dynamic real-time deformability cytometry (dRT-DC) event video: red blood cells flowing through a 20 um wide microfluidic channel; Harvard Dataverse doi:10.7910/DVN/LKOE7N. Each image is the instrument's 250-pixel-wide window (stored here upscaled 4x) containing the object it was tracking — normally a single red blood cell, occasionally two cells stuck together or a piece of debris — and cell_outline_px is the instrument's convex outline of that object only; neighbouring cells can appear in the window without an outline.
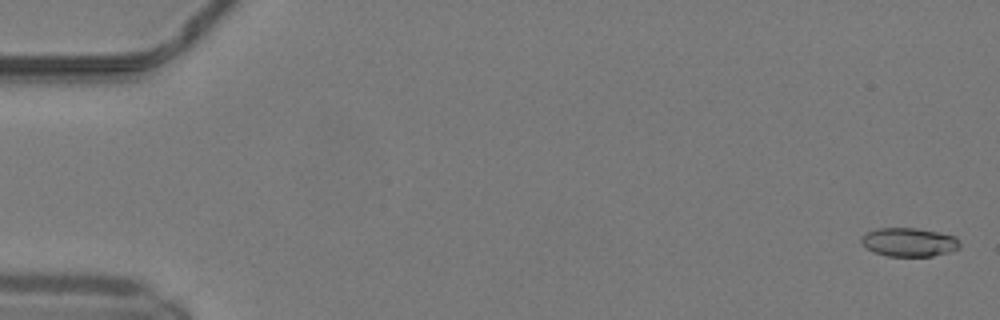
{"species": "common noctule bat (a hibernating species)", "species_latin": "Nyctalus noctula", "temperature_condition": "warm", "stored_images_in_passage": 51, "camera_frame_rate_fps": 3000, "um_per_image_px": 0.085, "animal": {"sex": "male", "body_mass_g": 19.2, "forearm_length_mm": 51.8}, "frame": {"image": 1, "passage_image": 2, "time_ms": 0.333, "image_size_px": [1000, 320], "cell_outline_px": [[960, 248], [948, 252], [932, 256], [888, 256], [872, 252], [860, 240], [860, 236], [864, 232], [876, 228], [916, 228], [936, 232], [952, 236], [960, 244]], "centroid_in_image_um": [77.19, 20.58], "position_along_channel_um": 7.8, "area_um2": 16.36}}
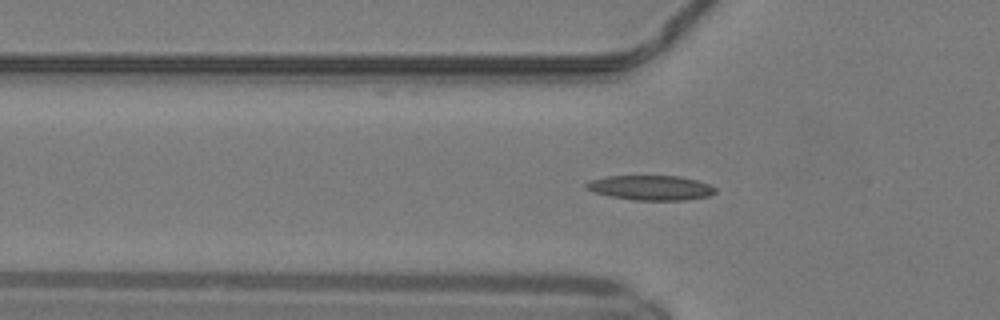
{"frame": {"image": 2, "passage_image": 18, "time_ms": 5.667, "image_size_px": [1000, 320], "cell_outline_px": [[716, 192], [708, 196], [684, 200], [632, 200], [608, 196], [592, 192], [584, 188], [584, 184], [588, 180], [604, 176], [680, 176], [696, 180], [708, 184], [716, 188]], "centroid_in_image_um": [55.23, 15.95], "position_along_channel_um": 70.6, "area_um2": 18.84}}
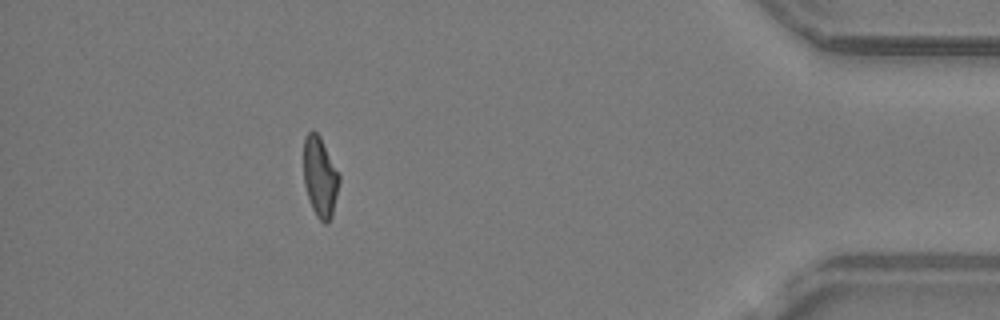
{"frame": {"image": 3, "passage_image": 46, "time_ms": 15.0, "image_size_px": [1000, 320], "cell_outline_px": [[340, 180], [332, 216], [328, 224], [324, 224], [316, 216], [312, 208], [304, 184], [304, 136], [312, 128], [320, 136], [340, 172]], "centroid_in_image_um": [27.22, 15.02], "position_along_channel_um": 408.0, "area_um2": 16.94}, "authors_computed_cell_mechanics": {"area_um2": 16.9354, "velocity_mm_per_s": 4.163, "shape_relaxation_time_tau1_ms": null, "shape_relaxation_time_tau2_ms": 5.6067, "deformation_change_tau1": null, "deformation_change_tau2": 0.1371}}